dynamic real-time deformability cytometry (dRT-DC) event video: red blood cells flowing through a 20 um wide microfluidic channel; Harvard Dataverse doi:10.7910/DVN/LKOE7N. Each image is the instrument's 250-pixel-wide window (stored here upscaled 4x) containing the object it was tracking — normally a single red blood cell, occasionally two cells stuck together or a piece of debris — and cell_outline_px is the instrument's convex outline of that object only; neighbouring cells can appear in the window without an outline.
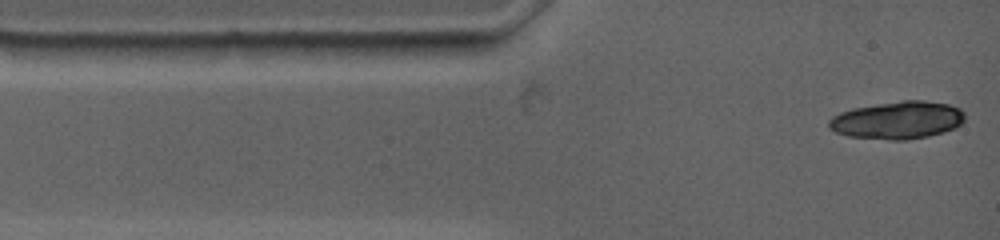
{"species": "common noctule bat (a hibernating species)", "species_latin": "Nyctalus noctula", "temperature_condition": "warm", "stored_images_in_passage": 7, "camera_frame_rate_fps": 4500, "um_per_image_px": 0.085, "animal": {"sex": "female", "body_mass_g": 19.0, "forearm_length_mm": 53.3}, "frame": {"image": 1, "passage_image": 1, "time_ms": 0.0, "image_size_px": [1000, 240], "cell_outline_px": [[964, 120], [960, 124], [944, 132], [928, 136], [904, 140], [888, 140], [848, 136], [836, 132], [828, 128], [828, 120], [832, 116], [840, 112], [852, 108], [900, 100], [924, 100], [948, 104], [960, 108], [964, 112]], "centroid_in_image_um": [76.26, 10.2], "position_along_channel_um": 8.7, "area_um2": 29.94}}